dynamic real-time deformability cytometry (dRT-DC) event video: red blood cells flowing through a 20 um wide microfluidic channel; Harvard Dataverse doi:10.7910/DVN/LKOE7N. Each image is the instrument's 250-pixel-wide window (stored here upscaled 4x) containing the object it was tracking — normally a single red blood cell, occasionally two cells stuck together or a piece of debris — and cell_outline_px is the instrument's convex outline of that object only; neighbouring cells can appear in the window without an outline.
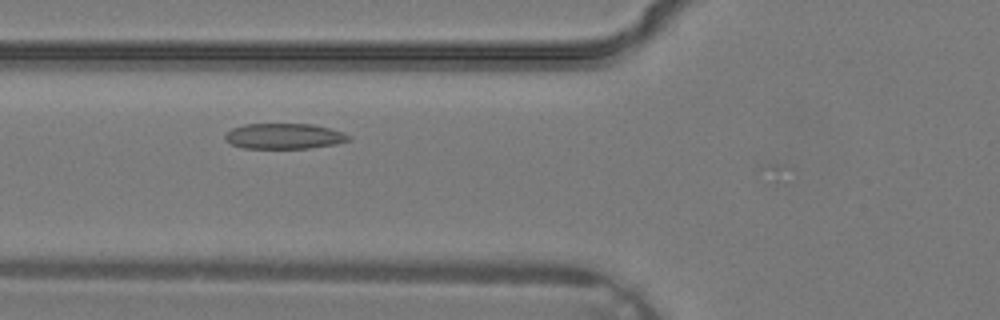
{"species": "common noctule bat (a hibernating species)", "species_latin": "Nyctalus noctula", "temperature_condition": "warm", "stored_images_in_passage": 34, "camera_frame_rate_fps": 3000, "um_per_image_px": 0.085, "animal": {"sex": "male", "body_mass_g": 19.2, "forearm_length_mm": 51.8}, "frame": {"image": 1, "passage_image": 11, "time_ms": 3.333, "image_size_px": [1000, 320], "cell_outline_px": [[352, 140], [336, 144], [308, 148], [244, 148], [232, 144], [224, 140], [224, 136], [232, 128], [244, 124], [312, 124], [344, 132], [352, 136]], "centroid_in_image_um": [24.18, 11.57], "position_along_channel_um": 101.6, "area_um2": 18.44}}
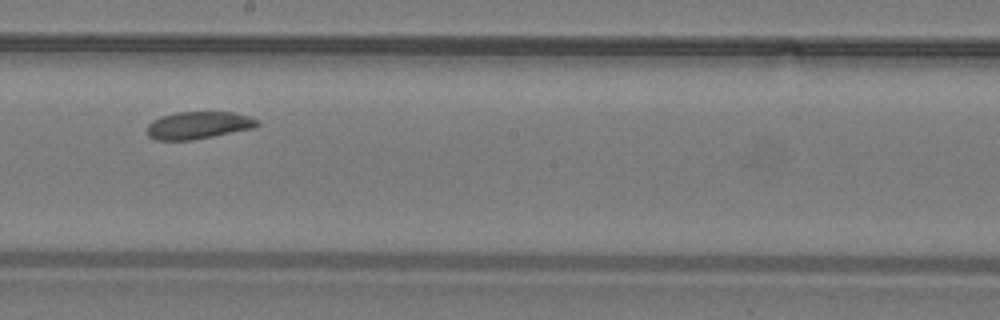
{"frame": {"image": 2, "passage_image": 18, "time_ms": 5.667, "image_size_px": [1000, 320], "cell_outline_px": [[260, 124], [256, 128], [192, 140], [156, 140], [148, 136], [148, 124], [152, 120], [160, 116], [176, 112], [236, 112], [248, 116], [256, 120]], "centroid_in_image_um": [16.87, 10.64], "position_along_channel_um": 231.3, "area_um2": 17.69}}
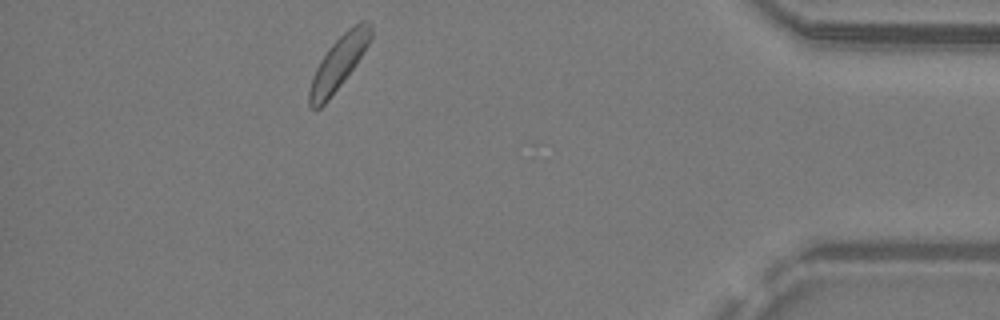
{"frame": {"image": 3, "passage_image": 30, "time_ms": 9.667, "image_size_px": [1000, 320], "cell_outline_px": [[372, 36], [368, 44], [356, 64], [328, 100], [320, 108], [312, 108], [308, 104], [308, 92], [312, 76], [320, 60], [328, 48], [348, 28], [360, 20], [368, 20], [372, 24]], "centroid_in_image_um": [28.78, 5.32], "position_along_channel_um": 406.4, "area_um2": 18.9}}